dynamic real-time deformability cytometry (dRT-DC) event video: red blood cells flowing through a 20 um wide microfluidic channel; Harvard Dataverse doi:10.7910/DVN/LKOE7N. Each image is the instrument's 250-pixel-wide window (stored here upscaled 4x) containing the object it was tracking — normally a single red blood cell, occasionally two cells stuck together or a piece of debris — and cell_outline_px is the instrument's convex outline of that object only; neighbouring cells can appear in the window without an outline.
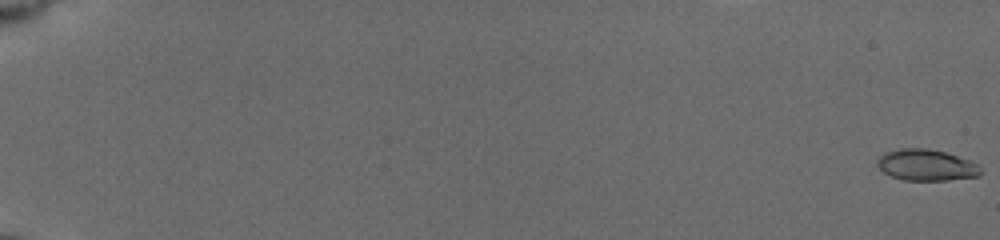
{"species": "common noctule bat (a hibernating species)", "species_latin": "Nyctalus noctula", "temperature_condition": "cold", "stored_images_in_passage": 58, "camera_frame_rate_fps": 3000, "um_per_image_px": 0.085, "animal": {"sex": "female", "body_mass_g": 19.5, "forearm_length_mm": 54.1}, "frame": {"image": 1, "passage_image": 1, "time_ms": 0.0, "image_size_px": [1000, 240], "cell_outline_px": [[980, 176], [948, 180], [904, 180], [892, 176], [884, 172], [876, 164], [880, 156], [884, 152], [900, 148], [928, 148], [944, 152], [968, 160], [976, 164], [980, 172]], "centroid_in_image_um": [78.7, 14.03], "position_along_channel_um": 6.3, "area_um2": 18.61}}
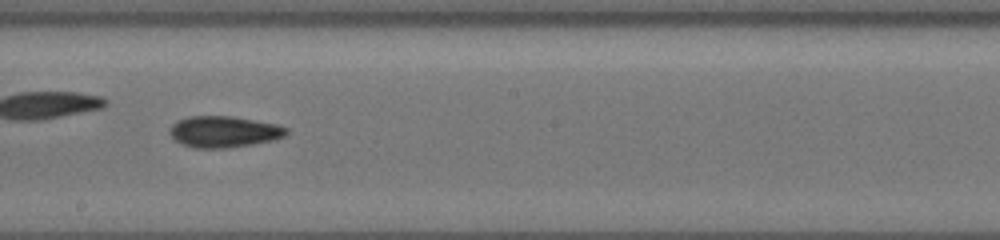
{"frame": {"image": 2, "passage_image": 36, "time_ms": 11.667, "image_size_px": [1000, 240], "cell_outline_px": [[288, 132], [284, 136], [276, 140], [228, 148], [196, 148], [180, 144], [168, 132], [168, 128], [172, 124], [188, 116], [232, 116], [276, 124], [288, 128]], "centroid_in_image_um": [19.02, 11.2], "position_along_channel_um": 229.2, "area_um2": 21.39}}
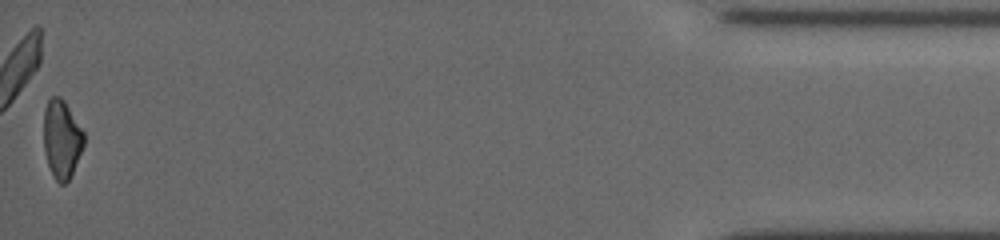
{"frame": {"image": 3, "passage_image": 58, "time_ms": 19.0, "image_size_px": [1000, 240], "cell_outline_px": [[84, 144], [72, 172], [68, 180], [64, 184], [60, 184], [56, 180], [48, 164], [44, 152], [44, 108], [48, 100], [52, 96], [60, 96], [64, 100], [84, 132]], "centroid_in_image_um": [5.23, 11.79], "position_along_channel_um": 430.0, "area_um2": 18.15}, "authors_computed_cell_mechanics": {"area_um2": 19.3341, "velocity_mm_per_s": 3.7643, "shape_relaxation_time_tau1_ms": 3.975, "shape_relaxation_time_tau2_ms": 3.1046, "deformation_change_tau1": 0.1149, "deformation_change_tau2": 0.0921}}